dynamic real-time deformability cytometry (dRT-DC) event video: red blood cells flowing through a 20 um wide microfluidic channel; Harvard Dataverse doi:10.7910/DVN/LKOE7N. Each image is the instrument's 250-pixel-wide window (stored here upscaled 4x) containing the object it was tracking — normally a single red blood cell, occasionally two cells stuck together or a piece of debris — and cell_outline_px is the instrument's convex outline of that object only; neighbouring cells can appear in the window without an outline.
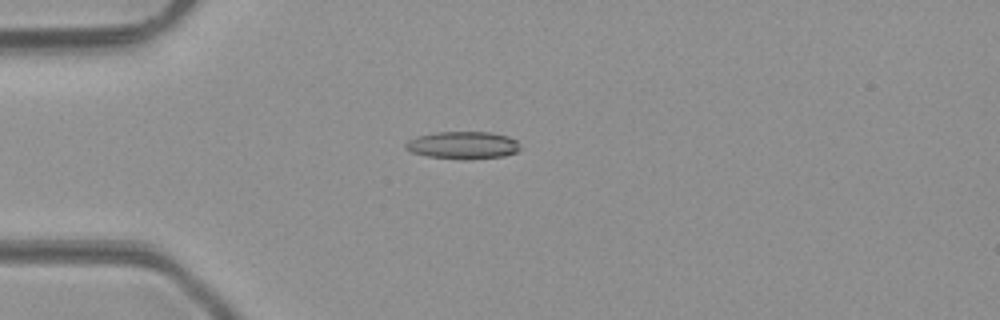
{"species": "common noctule bat (a hibernating species)", "species_latin": "Nyctalus noctula", "temperature_condition": "room temperature", "stored_images_in_passage": 3, "camera_frame_rate_fps": 3000, "um_per_image_px": 0.085, "animal": {"sex": "male", "body_mass_g": 23.1, "forearm_length_mm": 52.7}, "frame": {"image": 1, "passage_image": 3, "time_ms": 2.333, "image_size_px": [1000, 320], "cell_outline_px": [[520, 148], [516, 152], [504, 156], [468, 160], [428, 156], [412, 152], [404, 148], [404, 144], [408, 140], [416, 136], [436, 132], [492, 132], [508, 136], [516, 140]], "centroid_in_image_um": [39.34, 12.34], "position_along_channel_um": 45.7, "area_um2": 18.44}}